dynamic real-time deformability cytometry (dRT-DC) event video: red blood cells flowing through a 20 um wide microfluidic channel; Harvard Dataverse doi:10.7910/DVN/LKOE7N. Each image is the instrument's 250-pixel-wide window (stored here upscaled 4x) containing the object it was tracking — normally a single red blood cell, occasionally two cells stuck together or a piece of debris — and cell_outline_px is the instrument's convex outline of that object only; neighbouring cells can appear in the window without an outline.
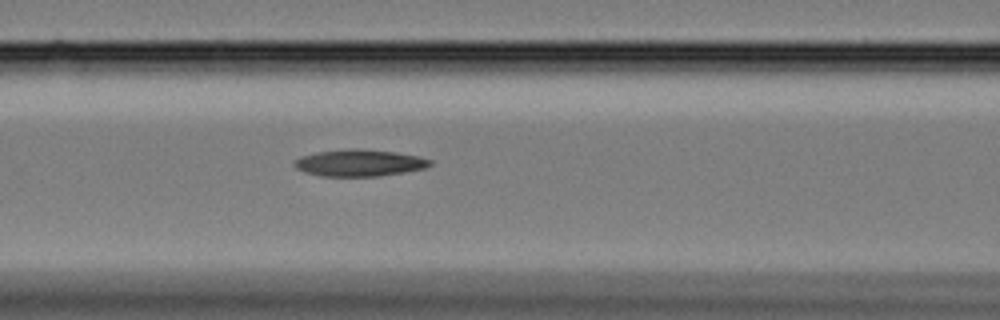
{"species": "Egyptian fruit bat (a non-hibernating species)", "species_latin": "Rousettus aegyptiacus", "temperature_condition": "cold", "stored_images_in_passage": 11, "camera_frame_rate_fps": 3000, "um_per_image_px": 0.085, "animal": {"sex": "female"}, "frame": {"image": 1, "passage_image": 7, "time_ms": 2.0, "image_size_px": [1000, 320], "cell_outline_px": [[432, 164], [424, 168], [404, 172], [380, 176], [320, 176], [296, 168], [296, 160], [300, 156], [320, 152], [348, 148], [360, 148], [396, 152], [416, 156], [432, 160]], "centroid_in_image_um": [30.58, 13.84], "position_along_channel_um": 136.0, "area_um2": 20.92}}